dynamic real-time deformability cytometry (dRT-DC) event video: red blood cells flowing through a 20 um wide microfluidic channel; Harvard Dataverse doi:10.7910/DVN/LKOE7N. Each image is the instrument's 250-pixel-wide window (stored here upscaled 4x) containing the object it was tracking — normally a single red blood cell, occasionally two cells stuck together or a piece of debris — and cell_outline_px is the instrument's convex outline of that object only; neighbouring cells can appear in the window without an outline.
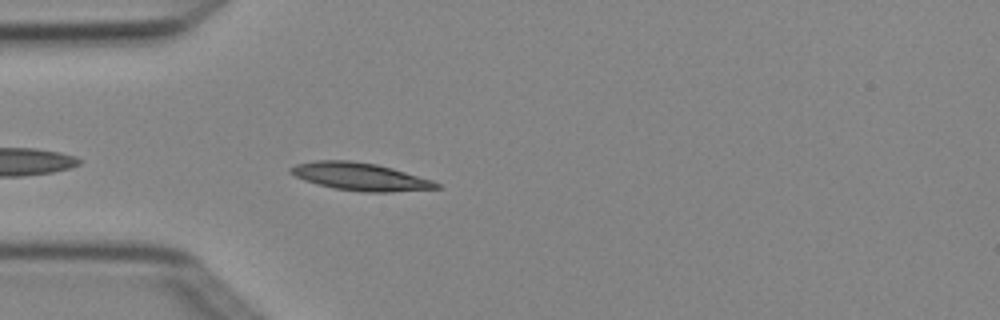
{"species": "Egyptian fruit bat (a non-hibernating species)", "species_latin": "Rousettus aegyptiacus", "temperature_condition": "cold", "stored_images_in_passage": 4, "camera_frame_rate_fps": 3000, "um_per_image_px": 0.085, "animal": {"sex": "female"}, "frame": {"image": 1, "passage_image": 4, "time_ms": 1.0, "image_size_px": [1000, 320], "cell_outline_px": [[440, 188], [388, 192], [364, 192], [332, 188], [316, 184], [304, 180], [288, 172], [288, 168], [296, 164], [316, 160], [348, 160], [376, 164], [392, 168], [432, 180], [440, 184]], "centroid_in_image_um": [30.57, 15.01], "position_along_channel_um": 54.4, "area_um2": 23.47}}